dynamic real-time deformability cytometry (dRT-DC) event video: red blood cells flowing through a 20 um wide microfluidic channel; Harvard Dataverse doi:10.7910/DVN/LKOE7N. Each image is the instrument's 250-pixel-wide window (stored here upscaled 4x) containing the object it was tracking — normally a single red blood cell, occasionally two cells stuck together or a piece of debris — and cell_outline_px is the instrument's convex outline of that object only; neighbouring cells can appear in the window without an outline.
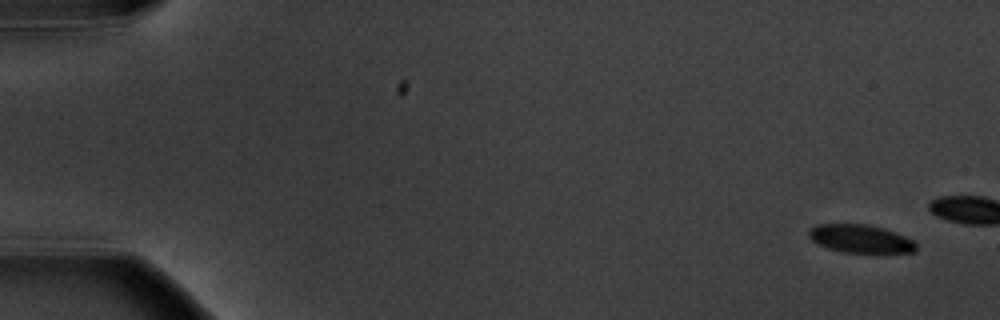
{"species": "common noctule bat (a hibernating species)", "species_latin": "Nyctalus noctula", "temperature_condition": "warm", "stored_images_in_passage": 4, "camera_frame_rate_fps": 3000, "um_per_image_px": 0.085, "animal": {"sex": "male", "body_mass_g": 20.1, "forearm_length_mm": 53.5}, "frame": {"image": 1, "passage_image": 1, "time_ms": 0.0, "image_size_px": [1000, 320], "cell_outline_px": [[916, 252], [844, 252], [828, 248], [812, 240], [808, 236], [808, 232], [816, 224], [868, 224], [884, 228], [904, 236], [912, 240], [916, 244]], "centroid_in_image_um": [73.13, 20.28], "position_along_channel_um": 11.9, "area_um2": 17.34}}